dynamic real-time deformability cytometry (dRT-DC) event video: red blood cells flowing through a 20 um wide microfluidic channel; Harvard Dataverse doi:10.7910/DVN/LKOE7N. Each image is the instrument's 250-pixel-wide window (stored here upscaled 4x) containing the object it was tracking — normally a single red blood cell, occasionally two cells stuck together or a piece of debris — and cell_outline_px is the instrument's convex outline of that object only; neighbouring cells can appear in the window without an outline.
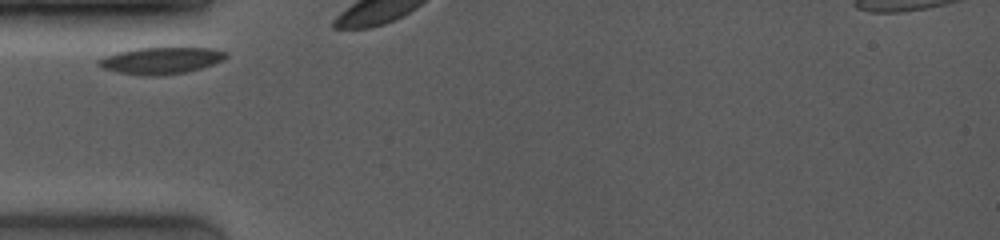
{"species": "common noctule bat (a hibernating species)", "species_latin": "Nyctalus noctula", "temperature_condition": "room temperature", "stored_images_in_passage": 3, "camera_frame_rate_fps": 4000, "um_per_image_px": 0.085, "animal": {"sex": "female", "body_mass_g": 19.0, "forearm_length_mm": 53.3}, "frame": {"image": 1, "passage_image": 1, "time_ms": 0.0, "image_size_px": [1000, 240], "cell_outline_px": [[228, 56], [224, 60], [188, 72], [156, 76], [140, 76], [100, 68], [96, 64], [96, 60], [104, 56], [136, 48], [212, 48], [228, 52]], "centroid_in_image_um": [13.67, 5.15], "position_along_channel_um": 71.3, "area_um2": 19.94}}